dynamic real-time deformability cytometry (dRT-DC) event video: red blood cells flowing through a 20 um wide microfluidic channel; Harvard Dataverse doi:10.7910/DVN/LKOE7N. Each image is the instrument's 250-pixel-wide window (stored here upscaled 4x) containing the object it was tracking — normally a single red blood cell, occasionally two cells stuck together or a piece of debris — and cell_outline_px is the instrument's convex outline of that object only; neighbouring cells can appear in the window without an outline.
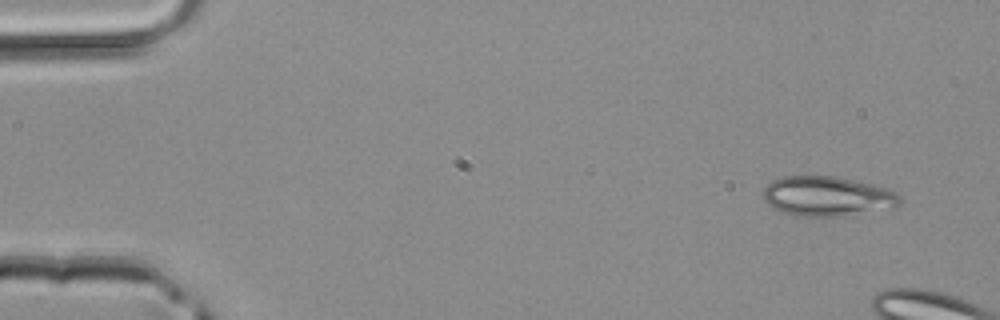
{"species": "common noctule bat (a hibernating species)", "species_latin": "Nyctalus noctula", "temperature_condition": "room temperature", "stored_images_in_passage": 7, "camera_frame_rate_fps": 3000, "um_per_image_px": 0.085, "animal": {"sex": "male", "body_mass_g": 20.4}, "frame": {"image": 1, "passage_image": 1, "time_ms": 0.0, "image_size_px": [1000, 320], "cell_outline_px": [[904, 200], [896, 208], [840, 216], [792, 216], [772, 208], [764, 200], [760, 192], [772, 180], [784, 176], [836, 176], [888, 188], [896, 192]], "centroid_in_image_um": [70.32, 16.69], "position_along_channel_um": 14.7, "area_um2": 32.19}}